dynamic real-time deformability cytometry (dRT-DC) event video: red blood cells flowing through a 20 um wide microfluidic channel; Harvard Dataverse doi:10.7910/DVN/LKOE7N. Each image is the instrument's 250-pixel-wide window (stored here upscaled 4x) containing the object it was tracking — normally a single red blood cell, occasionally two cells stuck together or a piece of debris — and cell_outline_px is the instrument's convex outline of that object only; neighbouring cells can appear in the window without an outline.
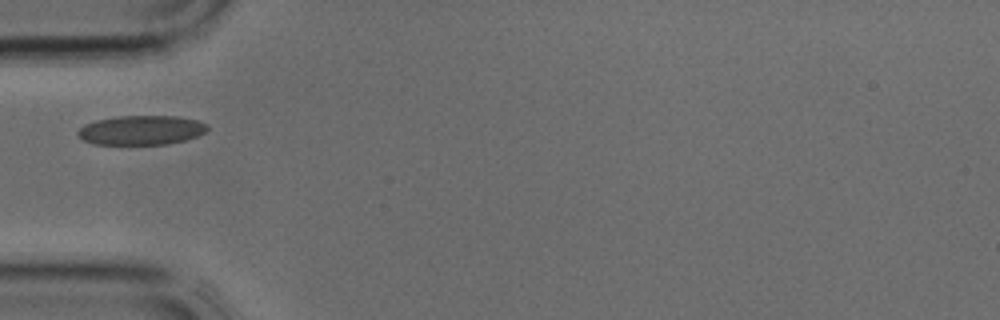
{"species": "common noctule bat (a hibernating species)", "species_latin": "Nyctalus noctula", "temperature_condition": "cold", "stored_images_in_passage": 27, "camera_frame_rate_fps": 3000, "um_per_image_px": 0.085, "animal": {"sex": "male", "body_mass_g": 17.9, "forearm_length_mm": 54.2}, "frame": {"image": 1, "passage_image": 1, "time_ms": 0.0, "image_size_px": [1000, 320], "cell_outline_px": [[208, 132], [184, 140], [168, 144], [92, 144], [84, 140], [76, 132], [84, 124], [96, 120], [116, 116], [176, 116], [196, 120], [208, 124]], "centroid_in_image_um": [12.02, 11.06], "position_along_channel_um": 73.0, "area_um2": 22.2}}
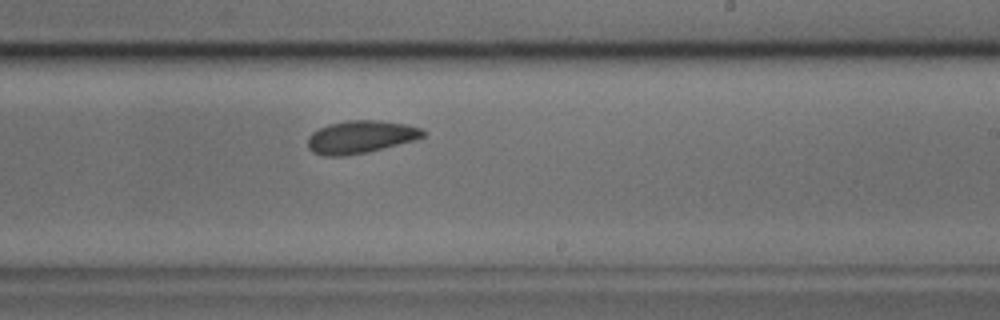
{"frame": {"image": 2, "passage_image": 12, "time_ms": 3.667, "image_size_px": [1000, 320], "cell_outline_px": [[428, 132], [424, 136], [416, 140], [368, 152], [344, 156], [324, 156], [312, 152], [308, 148], [308, 136], [312, 132], [328, 124], [348, 120], [380, 120], [404, 124], [420, 128]], "centroid_in_image_um": [30.65, 11.64], "position_along_channel_um": 258.3, "area_um2": 22.14}}
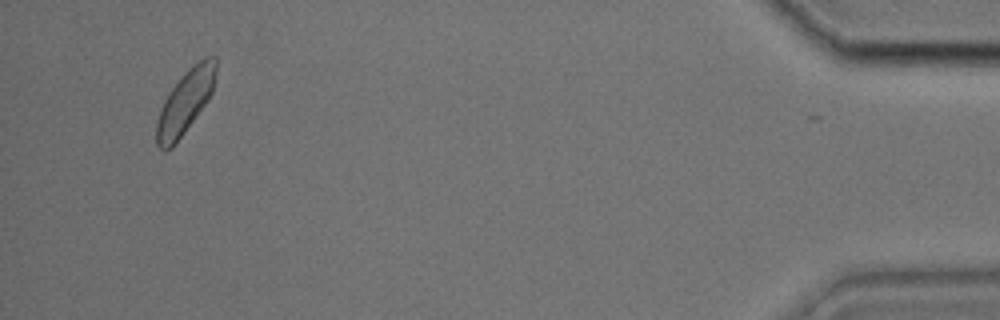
{"frame": {"image": 3, "passage_image": 26, "time_ms": 8.333, "image_size_px": [1000, 320], "cell_outline_px": [[216, 72], [212, 92], [208, 100], [172, 148], [164, 152], [156, 144], [156, 120], [164, 100], [168, 92], [184, 72], [192, 64], [204, 56], [216, 56]], "centroid_in_image_um": [15.73, 8.64], "position_along_channel_um": 419.5, "area_um2": 22.02}}